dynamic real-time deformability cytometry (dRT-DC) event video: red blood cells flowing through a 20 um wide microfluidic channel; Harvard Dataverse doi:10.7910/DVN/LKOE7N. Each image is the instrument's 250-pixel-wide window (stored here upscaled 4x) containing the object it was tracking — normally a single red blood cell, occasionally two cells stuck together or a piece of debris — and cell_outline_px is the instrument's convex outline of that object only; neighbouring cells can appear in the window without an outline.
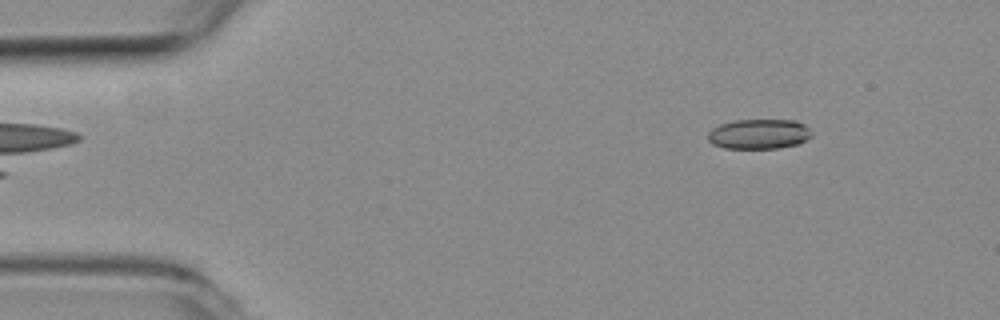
{"species": "common noctule bat (a hibernating species)", "species_latin": "Nyctalus noctula", "temperature_condition": "room temperature", "stored_images_in_passage": 49, "camera_frame_rate_fps": 3000, "um_per_image_px": 0.085, "animal": {"sex": "female", "body_mass_g": 19.3, "forearm_length_mm": 54.1}, "frame": {"image": 1, "passage_image": 2, "time_ms": 0.333, "image_size_px": [1000, 320], "cell_outline_px": [[812, 136], [796, 144], [780, 148], [724, 148], [712, 144], [708, 140], [708, 132], [712, 128], [720, 124], [736, 120], [796, 120], [804, 124], [812, 132]], "centroid_in_image_um": [64.5, 11.39], "position_along_channel_um": 20.5, "area_um2": 18.09}}
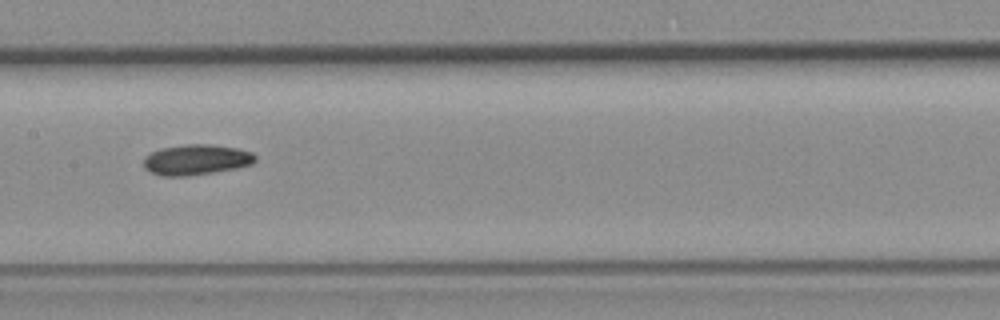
{"frame": {"image": 2, "passage_image": 22, "time_ms": 7.0, "image_size_px": [1000, 320], "cell_outline_px": [[256, 160], [252, 164], [236, 168], [188, 176], [160, 176], [144, 168], [144, 160], [152, 152], [164, 148], [188, 144], [208, 144], [236, 148], [252, 152], [256, 156]], "centroid_in_image_um": [16.71, 13.58], "position_along_channel_um": 190.7, "area_um2": 19.54}}
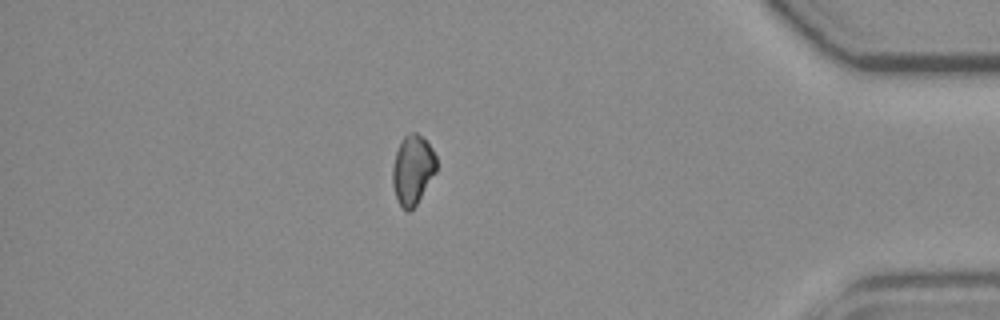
{"frame": {"image": 3, "passage_image": 42, "time_ms": 13.667, "image_size_px": [1000, 320], "cell_outline_px": [[436, 172], [416, 204], [408, 212], [400, 204], [396, 196], [392, 184], [392, 168], [396, 152], [404, 136], [412, 132], [416, 132], [432, 148], [436, 156]], "centroid_in_image_um": [35.07, 14.42], "position_along_channel_um": 400.1, "area_um2": 17.4}}